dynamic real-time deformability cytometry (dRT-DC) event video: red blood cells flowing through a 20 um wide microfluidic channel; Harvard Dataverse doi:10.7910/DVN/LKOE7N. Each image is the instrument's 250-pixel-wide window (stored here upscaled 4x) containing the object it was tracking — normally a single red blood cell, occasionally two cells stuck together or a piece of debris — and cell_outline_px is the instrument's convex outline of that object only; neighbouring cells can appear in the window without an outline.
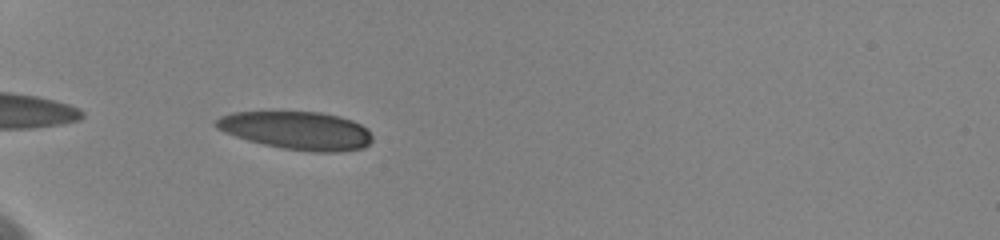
{"species": "human", "species_latin": "Homo sapiens", "temperature_condition": "cold", "stored_images_in_passage": 12, "camera_frame_rate_fps": 3000, "um_per_image_px": 0.085, "donor": {"sex": "female"}, "frame": {"image": 1, "passage_image": 7, "time_ms": 4.333, "image_size_px": [1000, 240], "cell_outline_px": [[372, 140], [364, 148], [336, 152], [316, 152], [284, 148], [264, 144], [248, 140], [224, 132], [216, 128], [212, 124], [220, 116], [232, 112], [320, 112], [340, 116], [352, 120], [360, 124], [372, 136]], "centroid_in_image_um": [25.21, 11.08], "position_along_channel_um": 59.8, "area_um2": 34.51}}